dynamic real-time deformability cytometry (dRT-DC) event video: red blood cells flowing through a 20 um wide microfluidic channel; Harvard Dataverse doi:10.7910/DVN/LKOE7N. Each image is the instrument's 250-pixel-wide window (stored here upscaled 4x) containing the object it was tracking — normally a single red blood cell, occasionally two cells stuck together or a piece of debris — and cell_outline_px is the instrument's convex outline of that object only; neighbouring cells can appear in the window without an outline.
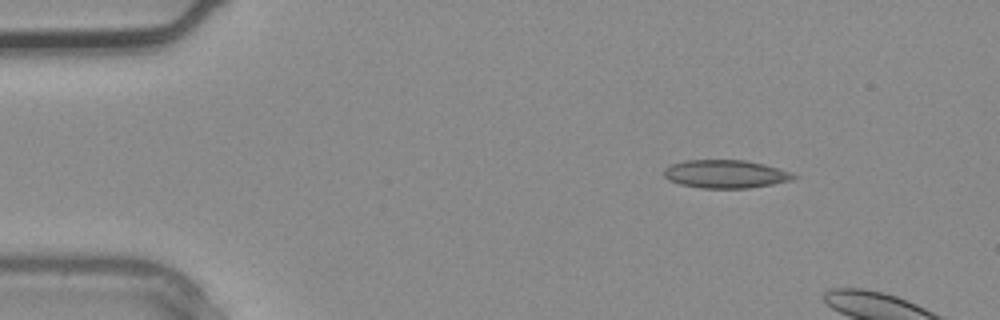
{"species": "common noctule bat (a hibernating species)", "species_latin": "Nyctalus noctula", "temperature_condition": "warm", "stored_images_in_passage": 3, "camera_frame_rate_fps": 3000, "um_per_image_px": 0.085, "animal": {"sex": "male", "body_mass_g": 20.4}, "frame": {"image": 1, "passage_image": 1, "time_ms": 0.0, "image_size_px": [1000, 320], "cell_outline_px": [[800, 176], [792, 180], [772, 184], [748, 188], [700, 188], [680, 184], [668, 180], [664, 176], [664, 168], [672, 164], [688, 160], [744, 160], [764, 164], [792, 172]], "centroid_in_image_um": [61.69, 14.79], "position_along_channel_um": 23.3, "area_um2": 21.33}}